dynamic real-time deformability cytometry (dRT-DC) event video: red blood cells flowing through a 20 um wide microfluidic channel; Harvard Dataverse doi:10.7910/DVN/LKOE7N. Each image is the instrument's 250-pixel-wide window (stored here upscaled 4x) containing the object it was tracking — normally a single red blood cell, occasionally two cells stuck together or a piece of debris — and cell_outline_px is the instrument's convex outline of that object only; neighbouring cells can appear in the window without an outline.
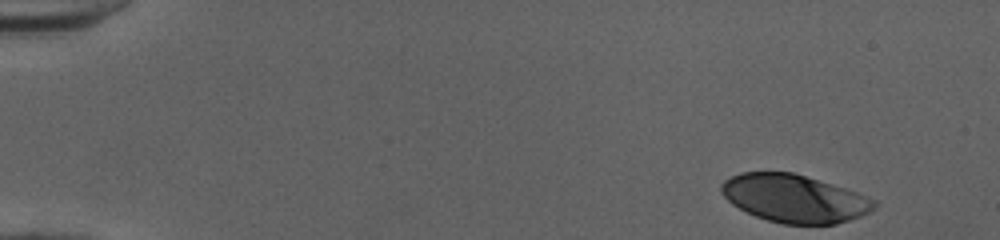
{"species": "human", "species_latin": "Homo sapiens", "temperature_condition": "cold", "stored_images_in_passage": 41, "camera_frame_rate_fps": 3000, "um_per_image_px": 0.085, "donor": {"sex": "female"}, "frame": {"image": 1, "passage_image": 1, "time_ms": 0.0, "image_size_px": [1000, 240], "cell_outline_px": [[876, 208], [860, 216], [836, 224], [784, 224], [768, 220], [756, 216], [732, 204], [720, 192], [720, 184], [724, 180], [740, 172], [792, 172], [844, 188], [856, 192], [876, 200]], "centroid_in_image_um": [67.5, 16.87], "position_along_channel_um": 17.5, "area_um2": 42.31}}
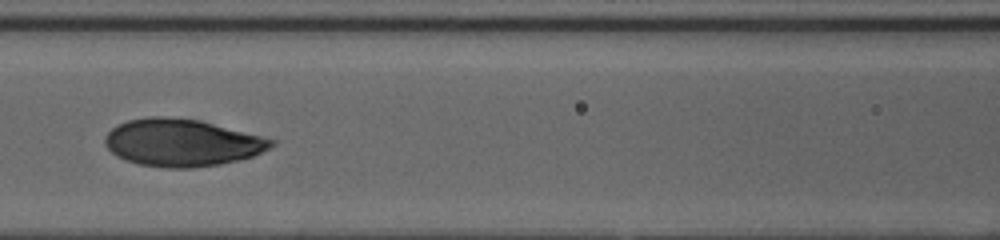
{"frame": {"image": 2, "passage_image": 21, "time_ms": 6.667, "image_size_px": [1000, 240], "cell_outline_px": [[276, 144], [252, 156], [220, 164], [192, 168], [168, 168], [140, 164], [116, 156], [104, 144], [104, 136], [116, 124], [128, 120], [148, 116], [168, 116], [196, 120], [276, 140]], "centroid_in_image_um": [15.4, 12.12], "position_along_channel_um": 151.2, "area_um2": 45.37}}
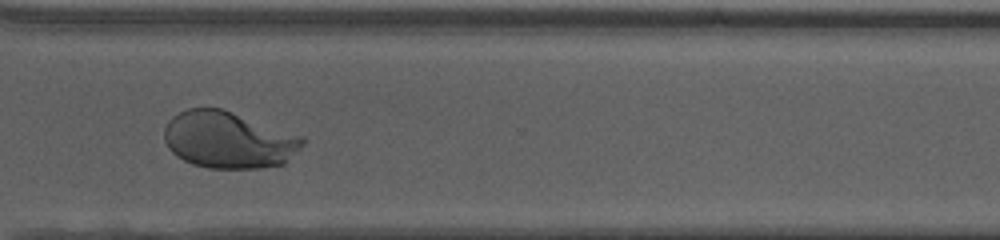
{"frame": {"image": 3, "passage_image": 36, "time_ms": 11.667, "image_size_px": [1000, 240], "cell_outline_px": [[304, 144], [284, 164], [260, 168], [208, 168], [192, 164], [176, 156], [168, 148], [164, 140], [164, 128], [168, 120], [172, 116], [188, 108], [220, 108], [304, 136]], "centroid_in_image_um": [19.41, 11.89], "position_along_channel_um": 351.2, "area_um2": 45.84}, "authors_computed_cell_mechanics": {"area_um2": 45.0262, "velocity_mm_per_s": 4.0081, "shape_relaxation_time_tau1_ms": 3.0877, "shape_relaxation_time_tau2_ms": null, "deformation_change_tau1": 0.1903, "deformation_change_tau2": null}}